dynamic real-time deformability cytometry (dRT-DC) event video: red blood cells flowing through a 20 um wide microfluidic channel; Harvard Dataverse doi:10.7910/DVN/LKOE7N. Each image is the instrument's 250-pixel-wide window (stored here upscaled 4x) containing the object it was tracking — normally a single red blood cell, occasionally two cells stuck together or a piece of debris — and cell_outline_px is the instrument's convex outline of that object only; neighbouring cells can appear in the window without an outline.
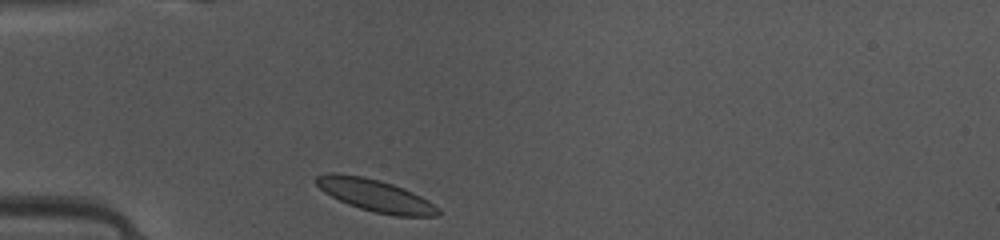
{"species": "common noctule bat (a hibernating species)", "species_latin": "Nyctalus noctula", "temperature_condition": "warm", "stored_images_in_passage": 35, "camera_frame_rate_fps": 3000, "um_per_image_px": 0.085, "animal": {"sex": "female", "body_mass_g": 10.0, "forearm_length_mm": 53.1}, "frame": {"image": 1, "passage_image": 1, "time_ms": 0.0, "image_size_px": [1000, 240], "cell_outline_px": [[440, 212], [436, 216], [396, 216], [376, 212], [360, 208], [348, 204], [324, 192], [316, 184], [316, 176], [328, 172], [332, 172], [360, 176], [380, 180], [404, 188], [428, 200], [440, 208]], "centroid_in_image_um": [31.92, 16.61], "position_along_channel_um": 53.1, "area_um2": 22.66}}
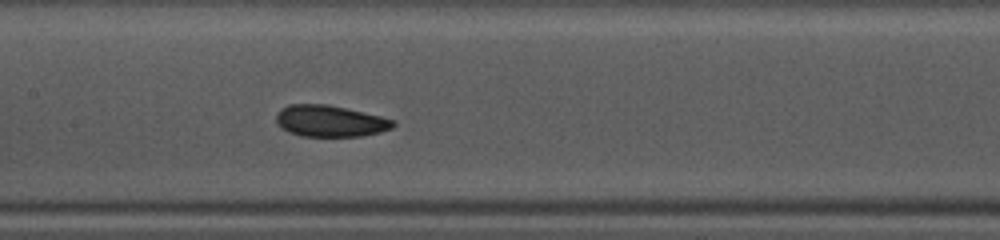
{"frame": {"image": 2, "passage_image": 11, "time_ms": 3.333, "image_size_px": [1000, 240], "cell_outline_px": [[396, 124], [392, 128], [380, 132], [364, 136], [300, 136], [288, 132], [280, 128], [276, 124], [276, 116], [280, 108], [288, 104], [328, 104], [380, 116], [396, 120]], "centroid_in_image_um": [28.03, 10.29], "position_along_channel_um": 179.4, "area_um2": 21.68}}
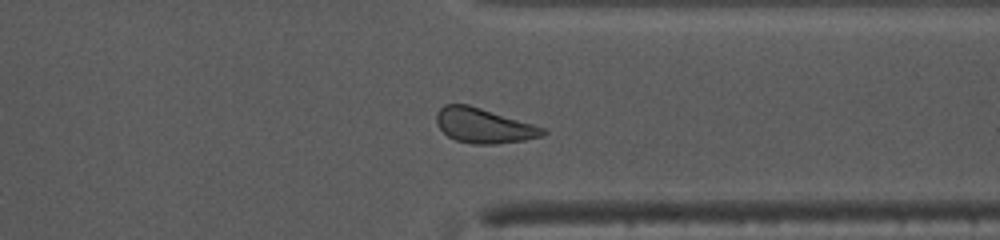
{"frame": {"image": 3, "passage_image": 25, "time_ms": 8.0, "image_size_px": [1000, 240], "cell_outline_px": [[548, 132], [544, 136], [524, 140], [496, 144], [472, 144], [456, 140], [448, 136], [436, 124], [436, 112], [444, 104], [468, 104], [532, 124], [544, 128]], "centroid_in_image_um": [41.1, 10.68], "position_along_channel_um": 370.3, "area_um2": 21.5}, "authors_computed_cell_mechanics": {"area_um2": 21.9062, "velocity_mm_per_s": 4.1058, "shape_relaxation_time_tau1_ms": 2.992, "shape_relaxation_time_tau2_ms": 3.6531, "deformation_change_tau1": 0.0892, "deformation_change_tau2": 0.0863}}